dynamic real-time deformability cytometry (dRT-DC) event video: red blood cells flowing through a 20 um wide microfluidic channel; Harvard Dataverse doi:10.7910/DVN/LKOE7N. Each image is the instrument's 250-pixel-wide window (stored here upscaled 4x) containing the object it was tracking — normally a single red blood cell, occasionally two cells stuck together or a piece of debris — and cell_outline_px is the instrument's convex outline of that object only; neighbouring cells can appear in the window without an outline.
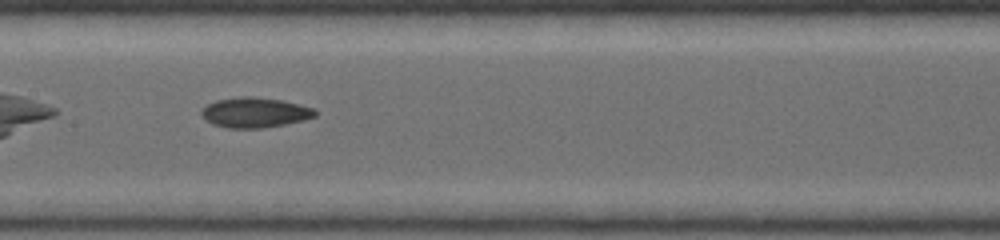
{"species": "common noctule bat (a hibernating species)", "species_latin": "Nyctalus noctula", "temperature_condition": "warm", "stored_images_in_passage": 20, "camera_frame_rate_fps": 5000, "um_per_image_px": 0.085, "animal": {"sex": "female", "body_mass_g": 19.0, "forearm_length_mm": 53.3}, "frame": {"image": 1, "passage_image": 9, "time_ms": 2.0, "image_size_px": [1000, 240], "cell_outline_px": [[316, 116], [304, 120], [264, 128], [228, 128], [212, 124], [200, 112], [208, 104], [216, 100], [240, 96], [256, 96], [280, 100], [300, 104], [316, 108]], "centroid_in_image_um": [21.7, 9.55], "position_along_channel_um": 185.7, "area_um2": 19.94}}
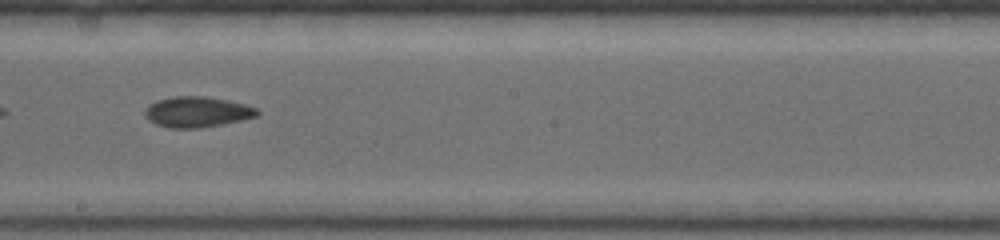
{"frame": {"image": 2, "passage_image": 11, "time_ms": 2.6, "image_size_px": [1000, 240], "cell_outline_px": [[260, 112], [256, 116], [240, 120], [200, 128], [168, 128], [156, 124], [148, 120], [144, 116], [144, 112], [148, 104], [156, 100], [176, 96], [204, 96], [244, 104], [256, 108]], "centroid_in_image_um": [16.69, 9.51], "position_along_channel_um": 231.5, "area_um2": 19.88}}
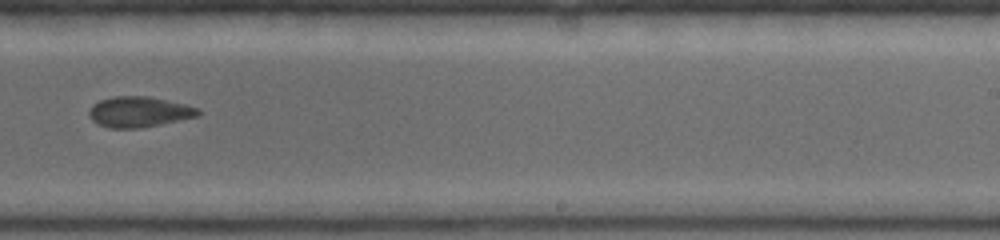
{"frame": {"image": 3, "passage_image": 14, "time_ms": 3.2, "image_size_px": [1000, 240], "cell_outline_px": [[200, 116], [140, 128], [108, 128], [92, 120], [88, 116], [88, 112], [92, 104], [100, 100], [112, 96], [148, 96], [184, 104], [200, 108]], "centroid_in_image_um": [11.81, 9.5], "position_along_channel_um": 277.2, "area_um2": 19.48}}